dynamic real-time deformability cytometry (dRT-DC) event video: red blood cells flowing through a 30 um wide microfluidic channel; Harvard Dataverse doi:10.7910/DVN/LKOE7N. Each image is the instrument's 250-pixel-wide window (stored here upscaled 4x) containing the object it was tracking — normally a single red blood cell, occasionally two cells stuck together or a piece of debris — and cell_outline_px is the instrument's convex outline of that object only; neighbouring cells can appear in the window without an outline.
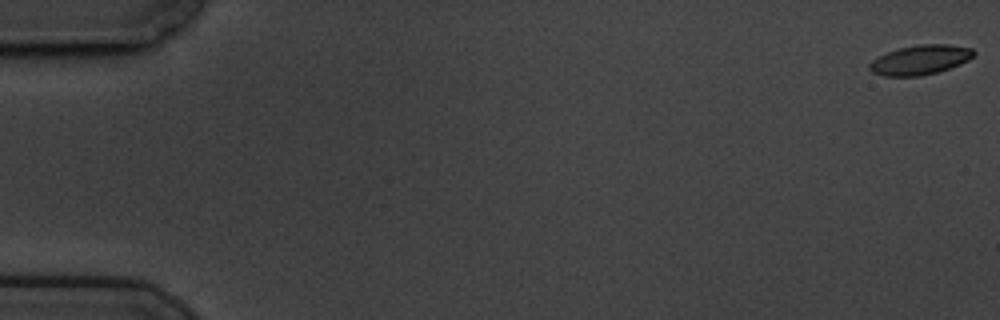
{"species": "common noctule bat (a hibernating species)", "species_latin": "Nyctalus noctula", "temperature_condition": "cold", "stored_images_in_passage": 60, "camera_frame_rate_fps": 3000, "um_per_image_px": 0.085, "animal": {"sex": "male", "body_mass_g": 19.5, "forearm_length_mm": 54.6}, "frame": {"image": 1, "passage_image": 1, "time_ms": 0.0, "image_size_px": [1000, 320], "cell_outline_px": [[976, 52], [968, 60], [960, 64], [936, 72], [920, 76], [884, 76], [872, 72], [868, 68], [868, 64], [872, 60], [888, 52], [900, 48], [920, 44], [948, 44], [972, 48]], "centroid_in_image_um": [78.21, 5.09], "position_along_channel_um": 6.8, "area_um2": 17.8}}
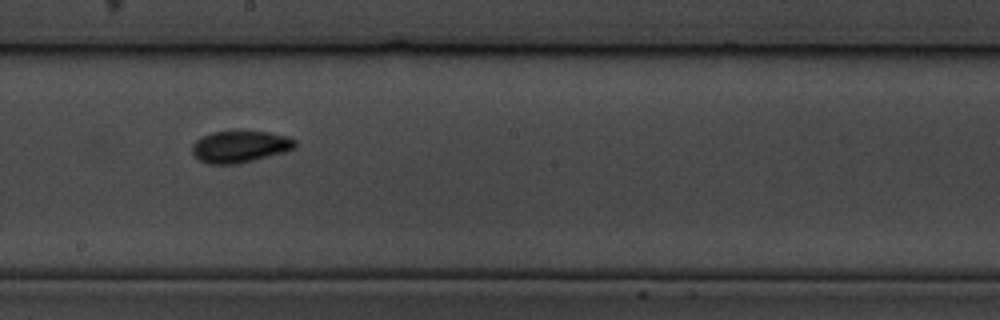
{"frame": {"image": 2, "passage_image": 34, "time_ms": 11.0, "image_size_px": [1000, 320], "cell_outline_px": [[296, 148], [284, 152], [240, 164], [208, 164], [200, 160], [192, 152], [192, 144], [200, 136], [212, 132], [236, 128], [240, 128], [268, 132], [288, 136], [296, 140]], "centroid_in_image_um": [20.4, 12.41], "position_along_channel_um": 227.8, "area_um2": 19.94}}
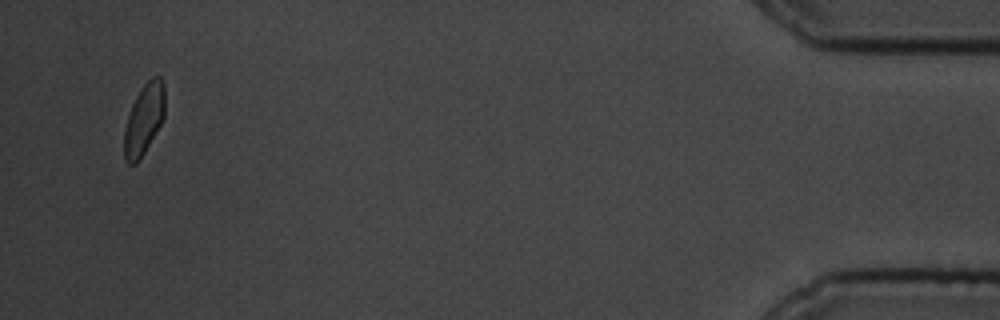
{"frame": {"image": 3, "passage_image": 58, "time_ms": 19.0, "image_size_px": [1000, 320], "cell_outline_px": [[164, 116], [160, 124], [144, 152], [136, 164], [128, 164], [124, 160], [124, 128], [132, 104], [140, 88], [152, 76], [160, 76], [164, 84]], "centroid_in_image_um": [12.22, 10.12], "position_along_channel_um": 423.0, "area_um2": 16.65}, "authors_computed_cell_mechanics": {"area_um2": 18.207, "velocity_mm_per_s": 3.4036, "shape_relaxation_time_tau1_ms": 3.6698, "shape_relaxation_time_tau2_ms": 1.8052, "deformation_change_tau1": 0.126, "deformation_change_tau2": 0.0593}}